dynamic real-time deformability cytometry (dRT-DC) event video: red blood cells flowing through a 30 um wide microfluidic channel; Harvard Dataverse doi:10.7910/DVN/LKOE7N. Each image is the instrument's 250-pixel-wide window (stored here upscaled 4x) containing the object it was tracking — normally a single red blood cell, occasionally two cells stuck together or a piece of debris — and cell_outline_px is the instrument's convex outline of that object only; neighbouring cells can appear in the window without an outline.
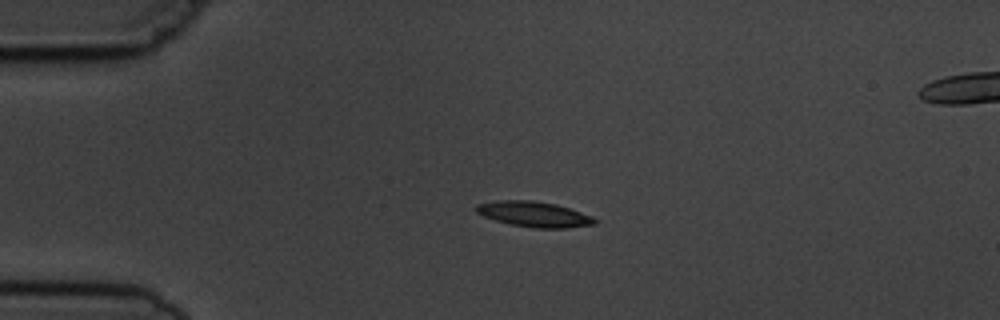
{"species": "common noctule bat (a hibernating species)", "species_latin": "Nyctalus noctula", "temperature_condition": "cold", "stored_images_in_passage": 5, "segment_of_instrument_passage": [1, 2], "camera_frame_rate_fps": 3000, "um_per_image_px": 0.085, "animal": {"sex": "male", "body_mass_g": 19.5, "forearm_length_mm": 54.6}, "frame": {"image": 1, "passage_image": 3, "time_ms": 3.0, "image_size_px": [1000, 320], "cell_outline_px": [[600, 220], [596, 224], [568, 228], [532, 228], [512, 224], [496, 220], [484, 216], [476, 212], [476, 204], [496, 200], [532, 200], [556, 204], [592, 216]], "centroid_in_image_um": [45.43, 18.21], "position_along_channel_um": 39.6, "area_um2": 17.57}}